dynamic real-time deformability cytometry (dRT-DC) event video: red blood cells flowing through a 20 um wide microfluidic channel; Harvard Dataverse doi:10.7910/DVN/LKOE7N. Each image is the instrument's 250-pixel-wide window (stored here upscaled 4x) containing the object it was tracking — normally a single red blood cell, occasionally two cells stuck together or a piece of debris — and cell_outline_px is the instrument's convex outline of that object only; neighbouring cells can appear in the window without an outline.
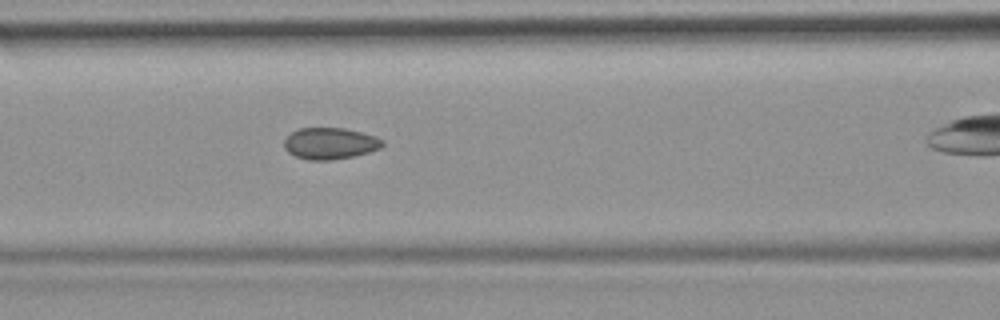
{"species": "common noctule bat (a hibernating species)", "species_latin": "Nyctalus noctula", "temperature_condition": "room temperature", "stored_images_in_passage": 36, "camera_frame_rate_fps": 3000, "um_per_image_px": 0.085, "animal": {"sex": "female", "body_mass_g": 19.9}, "frame": {"image": 1, "passage_image": 16, "time_ms": 5.0, "image_size_px": [1000, 320], "cell_outline_px": [[384, 144], [380, 148], [368, 152], [352, 156], [332, 160], [308, 160], [296, 156], [288, 152], [284, 148], [284, 140], [292, 132], [300, 128], [344, 128], [376, 136], [384, 140]], "centroid_in_image_um": [28.05, 12.19], "position_along_channel_um": 138.5, "area_um2": 17.98}}